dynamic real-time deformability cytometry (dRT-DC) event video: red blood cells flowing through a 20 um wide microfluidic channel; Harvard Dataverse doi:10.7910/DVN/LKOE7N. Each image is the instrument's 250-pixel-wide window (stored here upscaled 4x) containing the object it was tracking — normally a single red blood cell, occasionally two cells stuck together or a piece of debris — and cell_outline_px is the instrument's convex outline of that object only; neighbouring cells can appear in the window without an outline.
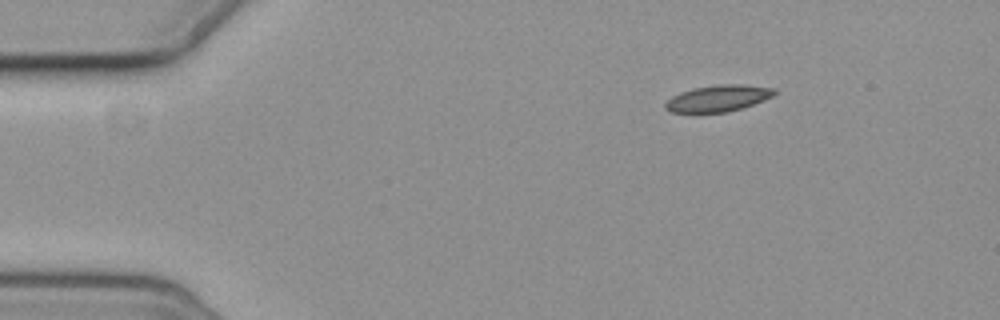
{"species": "common noctule bat (a hibernating species)", "species_latin": "Nyctalus noctula", "temperature_condition": "cold", "stored_images_in_passage": 5, "camera_frame_rate_fps": 3000, "um_per_image_px": 0.085, "animal": {"sex": "female", "body_mass_g": 19.3, "forearm_length_mm": 54.1}, "frame": {"image": 1, "passage_image": 1, "time_ms": 0.0, "image_size_px": [1000, 320], "cell_outline_px": [[776, 92], [772, 96], [764, 100], [728, 112], [672, 112], [664, 108], [664, 104], [672, 96], [680, 92], [692, 88], [716, 84], [744, 84], [776, 88]], "centroid_in_image_um": [61.03, 8.34], "position_along_channel_um": 24.0, "area_um2": 16.82}}
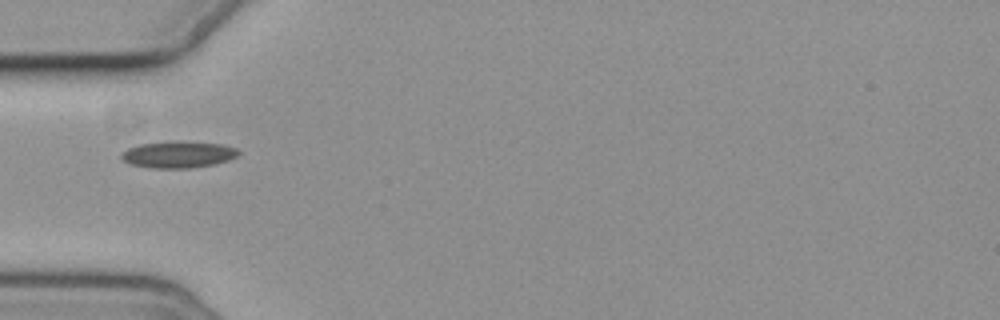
{"frame": {"image": 2, "passage_image": 4, "time_ms": 3.333, "image_size_px": [1000, 320], "cell_outline_px": [[240, 152], [236, 156], [228, 160], [216, 164], [188, 168], [152, 168], [128, 164], [120, 156], [128, 148], [140, 144], [176, 140], [224, 144], [236, 148]], "centroid_in_image_um": [15.16, 13.12], "position_along_channel_um": 69.8, "area_um2": 18.32}}
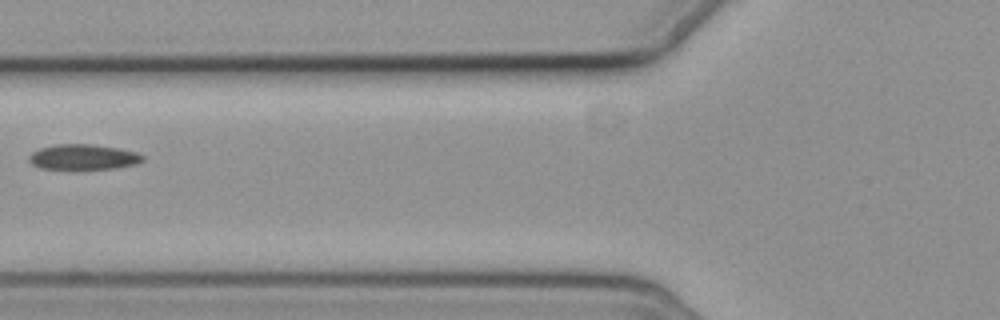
{"frame": {"image": 3, "passage_image": 5, "time_ms": 4.667, "image_size_px": [1000, 320], "cell_outline_px": [[144, 160], [136, 164], [116, 168], [68, 172], [40, 168], [32, 164], [28, 160], [28, 156], [32, 152], [40, 148], [56, 144], [92, 144], [120, 148], [136, 152], [144, 156]], "centroid_in_image_um": [7.04, 13.39], "position_along_channel_um": 118.8, "area_um2": 17.74}}